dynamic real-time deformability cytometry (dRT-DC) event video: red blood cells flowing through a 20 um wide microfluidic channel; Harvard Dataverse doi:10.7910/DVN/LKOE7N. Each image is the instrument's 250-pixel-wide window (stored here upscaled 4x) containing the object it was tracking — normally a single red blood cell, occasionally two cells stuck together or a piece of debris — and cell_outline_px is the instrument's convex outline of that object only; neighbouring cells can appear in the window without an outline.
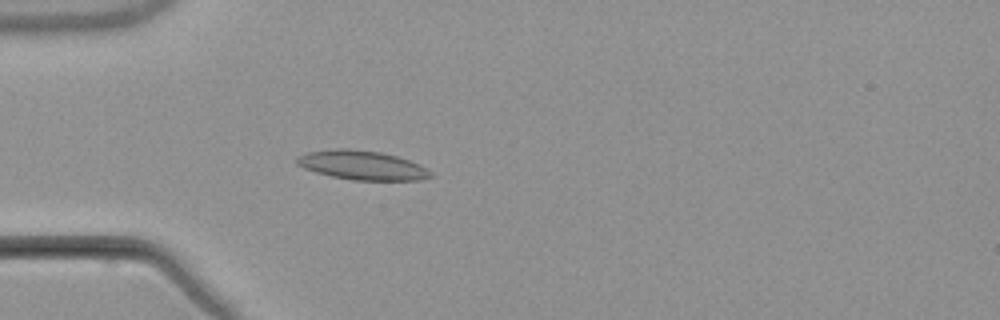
{"species": "common noctule bat (a hibernating species)", "species_latin": "Nyctalus noctula", "temperature_condition": "warm", "stored_images_in_passage": 2, "camera_frame_rate_fps": 3000, "um_per_image_px": 0.085, "animal": {"sex": "male", "body_mass_g": 21.5, "forearm_length_mm": 52.0}, "frame": {"image": 1, "passage_image": 2, "time_ms": 1.333, "image_size_px": [1000, 320], "cell_outline_px": [[432, 176], [420, 180], [352, 180], [332, 176], [316, 172], [304, 168], [296, 164], [296, 156], [308, 152], [332, 148], [348, 148], [380, 152], [396, 156], [420, 164], [432, 172]], "centroid_in_image_um": [30.76, 14.04], "position_along_channel_um": 54.2, "area_um2": 22.77}}